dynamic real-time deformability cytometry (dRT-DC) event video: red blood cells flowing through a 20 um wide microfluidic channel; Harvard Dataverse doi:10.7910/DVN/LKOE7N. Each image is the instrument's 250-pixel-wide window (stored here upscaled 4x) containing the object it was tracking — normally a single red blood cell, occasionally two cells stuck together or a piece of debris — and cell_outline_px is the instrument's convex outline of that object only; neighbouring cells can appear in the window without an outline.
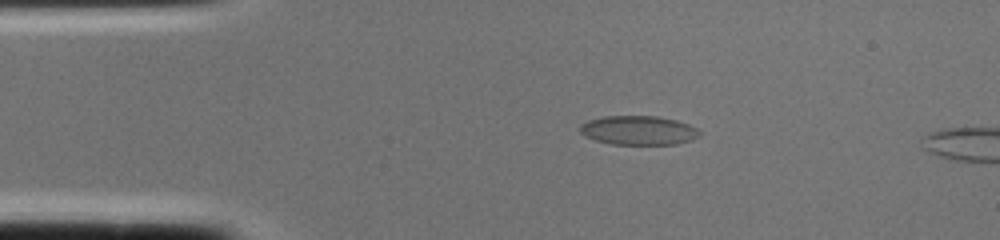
{"species": "common noctule bat (a hibernating species)", "species_latin": "Nyctalus noctula", "temperature_condition": "cold", "stored_images_in_passage": 2, "camera_frame_rate_fps": 3000, "um_per_image_px": 0.085, "animal": {"sex": "female", "body_mass_g": 22.0, "forearm_length_mm": 56.7}, "frame": {"image": 1, "passage_image": 1, "time_ms": 0.0, "image_size_px": [1000, 240], "cell_outline_px": [[700, 136], [692, 140], [676, 144], [612, 144], [596, 140], [584, 136], [580, 132], [580, 124], [588, 120], [604, 116], [656, 116], [676, 120], [688, 124], [696, 128], [700, 132]], "centroid_in_image_um": [54.26, 11.08], "position_along_channel_um": 30.7, "area_um2": 20.29}}